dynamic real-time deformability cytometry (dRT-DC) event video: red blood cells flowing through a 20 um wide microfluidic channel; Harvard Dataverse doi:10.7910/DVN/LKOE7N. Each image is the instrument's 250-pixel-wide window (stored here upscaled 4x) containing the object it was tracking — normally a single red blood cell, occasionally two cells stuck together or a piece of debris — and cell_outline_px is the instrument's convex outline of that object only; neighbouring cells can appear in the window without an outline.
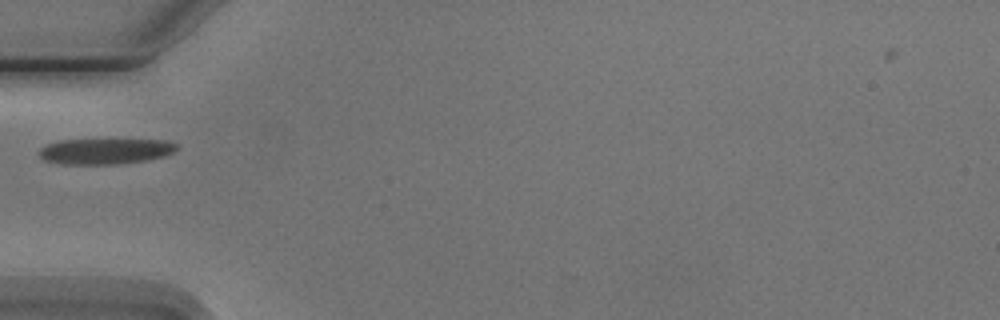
{"species": "Egyptian fruit bat (a non-hibernating species)", "species_latin": "Rousettus aegyptiacus", "temperature_condition": "cold", "stored_images_in_passage": 2, "camera_frame_rate_fps": 3000, "um_per_image_px": 0.085, "animal": {"sex": "male"}, "frame": {"image": 1, "passage_image": 1, "time_ms": 0.0, "image_size_px": [1000, 320], "cell_outline_px": [[176, 148], [172, 152], [164, 156], [144, 160], [116, 164], [60, 164], [44, 160], [36, 152], [44, 144], [60, 140], [168, 140], [176, 144]], "centroid_in_image_um": [8.85, 12.85], "position_along_channel_um": 76.1, "area_um2": 20.52}}
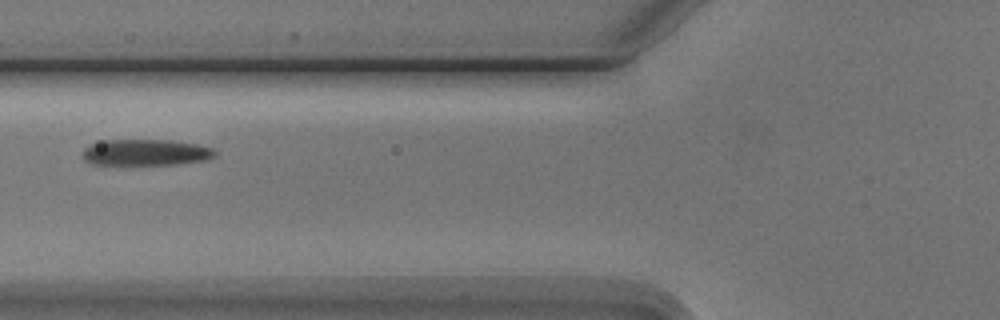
{"frame": {"image": 2, "passage_image": 2, "time_ms": 1.0, "image_size_px": [1000, 320], "cell_outline_px": [[216, 156], [204, 160], [176, 164], [92, 164], [84, 160], [84, 148], [88, 144], [104, 140], [172, 140], [196, 144], [212, 148], [216, 152]], "centroid_in_image_um": [12.38, 12.94], "position_along_channel_um": 113.4, "area_um2": 20.11}}